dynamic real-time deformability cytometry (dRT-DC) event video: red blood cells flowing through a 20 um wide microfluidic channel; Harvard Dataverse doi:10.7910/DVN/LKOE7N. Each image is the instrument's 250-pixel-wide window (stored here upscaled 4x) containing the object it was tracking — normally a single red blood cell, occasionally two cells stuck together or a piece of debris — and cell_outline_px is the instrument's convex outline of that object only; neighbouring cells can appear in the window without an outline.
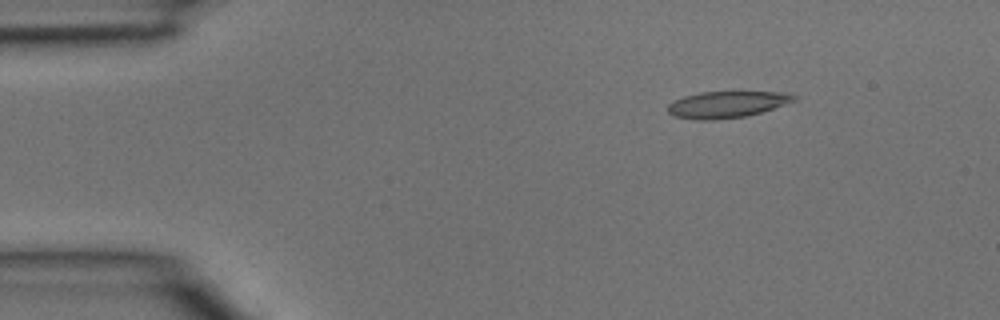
{"species": "common noctule bat (a hibernating species)", "species_latin": "Nyctalus noctula", "temperature_condition": "room temperature", "stored_images_in_passage": 5, "camera_frame_rate_fps": 3000, "um_per_image_px": 0.085, "animal": {"sex": "male", "body_mass_g": 15.6}, "frame": {"image": 1, "passage_image": 2, "time_ms": 0.333, "image_size_px": [1000, 320], "cell_outline_px": [[800, 96], [796, 100], [760, 112], [744, 116], [716, 120], [700, 120], [672, 116], [668, 112], [668, 104], [684, 96], [700, 92], [792, 92]], "centroid_in_image_um": [61.81, 8.87], "position_along_channel_um": 23.2, "area_um2": 19.48}}
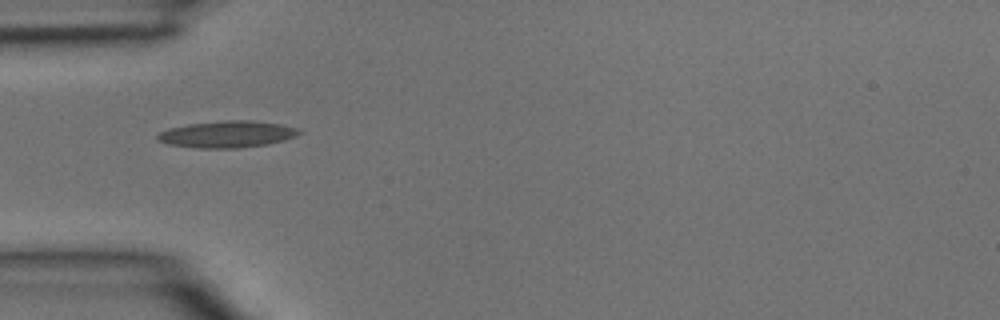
{"frame": {"image": 2, "passage_image": 4, "time_ms": 1.0, "image_size_px": [1000, 320], "cell_outline_px": [[304, 132], [296, 136], [284, 140], [268, 144], [240, 148], [196, 148], [168, 144], [156, 140], [156, 136], [160, 132], [168, 128], [188, 124], [228, 120], [248, 120], [280, 124], [300, 128]], "centroid_in_image_um": [19.33, 11.41], "position_along_channel_um": 65.7, "area_um2": 22.2}}